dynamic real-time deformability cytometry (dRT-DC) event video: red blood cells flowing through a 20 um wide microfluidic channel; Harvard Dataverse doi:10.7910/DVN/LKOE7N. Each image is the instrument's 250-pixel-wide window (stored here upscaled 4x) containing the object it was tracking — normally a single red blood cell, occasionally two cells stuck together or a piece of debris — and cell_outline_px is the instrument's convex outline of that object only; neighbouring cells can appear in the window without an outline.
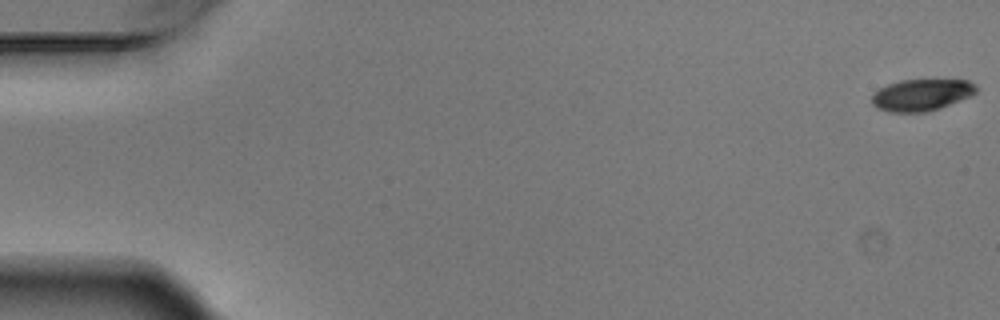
{"species": "Egyptian fruit bat (a non-hibernating species)", "species_latin": "Rousettus aegyptiacus", "temperature_condition": "warm", "stored_images_in_passage": 5, "camera_frame_rate_fps": 3000, "um_per_image_px": 0.085, "animal": {"sex": "male"}, "frame": {"image": 1, "passage_image": 1, "time_ms": 0.0, "image_size_px": [1000, 320], "cell_outline_px": [[976, 92], [968, 96], [940, 108], [928, 112], [888, 112], [876, 108], [872, 104], [872, 96], [880, 88], [888, 84], [900, 80], [968, 80], [976, 88]], "centroid_in_image_um": [78.27, 8.08], "position_along_channel_um": 6.7, "area_um2": 19.02}}
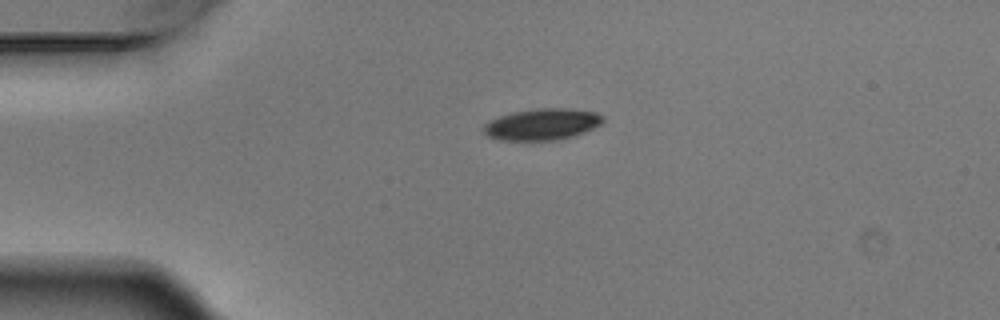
{"frame": {"image": 2, "passage_image": 4, "time_ms": 1.0, "image_size_px": [1000, 320], "cell_outline_px": [[604, 120], [600, 124], [592, 128], [572, 136], [556, 140], [500, 140], [488, 136], [484, 132], [484, 124], [500, 116], [512, 112], [536, 108], [568, 108], [596, 112], [604, 116]], "centroid_in_image_um": [46.09, 10.55], "position_along_channel_um": 38.9, "area_um2": 21.68}}